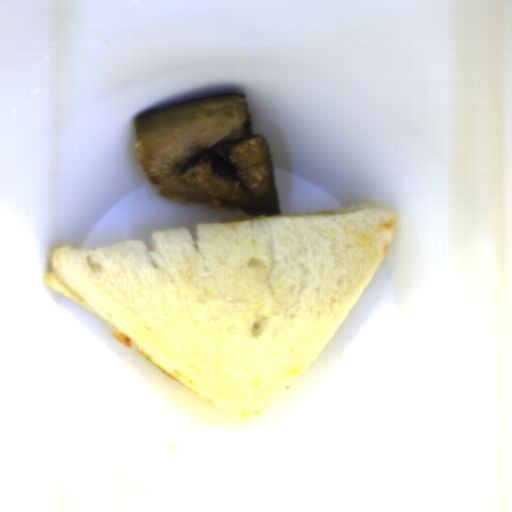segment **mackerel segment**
I'll list each match as a JSON object with an SVG mask.
<instances>
[{
  "label": "mackerel segment",
  "instance_id": "obj_1",
  "mask_svg": "<svg viewBox=\"0 0 512 512\" xmlns=\"http://www.w3.org/2000/svg\"><path fill=\"white\" fill-rule=\"evenodd\" d=\"M133 142L141 172L174 202L251 216L280 214L266 138L242 92L218 93L139 114Z\"/></svg>",
  "mask_w": 512,
  "mask_h": 512
}]
</instances>
